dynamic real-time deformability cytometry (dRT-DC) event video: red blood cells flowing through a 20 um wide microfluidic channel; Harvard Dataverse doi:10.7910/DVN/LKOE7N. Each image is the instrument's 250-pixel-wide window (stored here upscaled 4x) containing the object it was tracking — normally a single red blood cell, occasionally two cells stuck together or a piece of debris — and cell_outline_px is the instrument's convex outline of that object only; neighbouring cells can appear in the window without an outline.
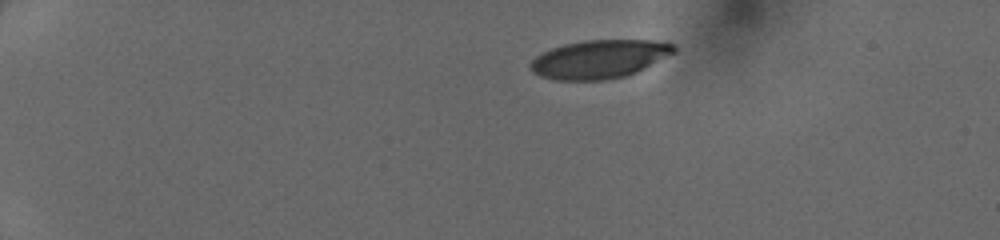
{"species": "human", "species_latin": "Homo sapiens", "temperature_condition": "cold", "stored_images_in_passage": 40, "camera_frame_rate_fps": 3000, "um_per_image_px": 0.085, "donor": {"sex": "female"}, "frame": {"image": 1, "passage_image": 1, "time_ms": 0.0, "image_size_px": [1000, 240], "cell_outline_px": [[676, 52], [636, 72], [624, 76], [608, 80], [552, 80], [540, 76], [532, 72], [528, 64], [536, 56], [552, 48], [564, 44], [584, 40], [664, 40], [672, 44], [676, 48]], "centroid_in_image_um": [50.94, 5.02], "position_along_channel_um": 34.1, "area_um2": 32.31}}
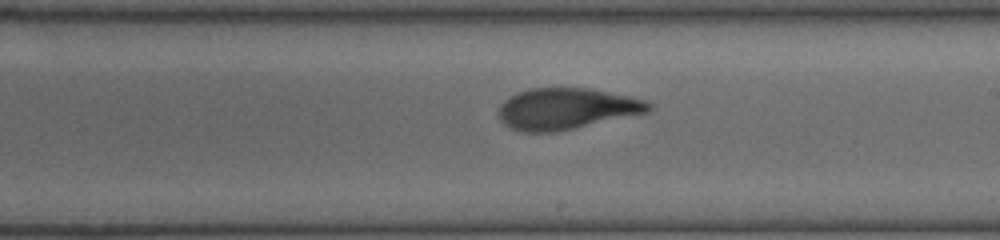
{"frame": {"image": 2, "passage_image": 22, "time_ms": 7.0, "image_size_px": [1000, 240], "cell_outline_px": [[652, 108], [648, 112], [556, 132], [524, 132], [512, 128], [504, 124], [500, 120], [496, 112], [500, 104], [508, 96], [516, 92], [532, 88], [588, 88], [628, 96], [644, 100], [652, 104]], "centroid_in_image_um": [48.08, 9.24], "position_along_channel_um": 240.9, "area_um2": 36.07}}
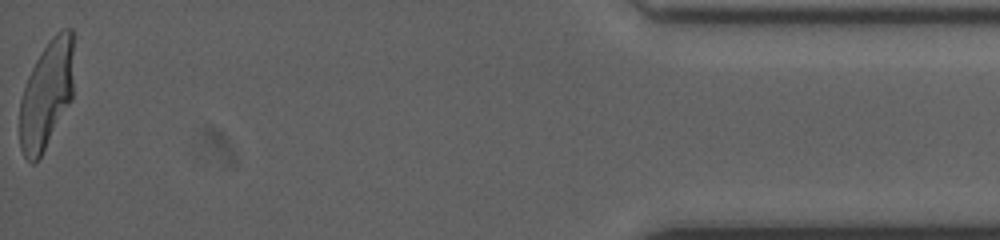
{"frame": {"image": 3, "passage_image": 40, "time_ms": 13.0, "image_size_px": [1000, 240], "cell_outline_px": [[72, 100], [40, 156], [32, 164], [24, 156], [20, 148], [20, 100], [28, 76], [36, 60], [48, 40], [60, 28], [72, 28]], "centroid_in_image_um": [3.94, 8.02], "position_along_channel_um": 431.3, "area_um2": 33.76}}